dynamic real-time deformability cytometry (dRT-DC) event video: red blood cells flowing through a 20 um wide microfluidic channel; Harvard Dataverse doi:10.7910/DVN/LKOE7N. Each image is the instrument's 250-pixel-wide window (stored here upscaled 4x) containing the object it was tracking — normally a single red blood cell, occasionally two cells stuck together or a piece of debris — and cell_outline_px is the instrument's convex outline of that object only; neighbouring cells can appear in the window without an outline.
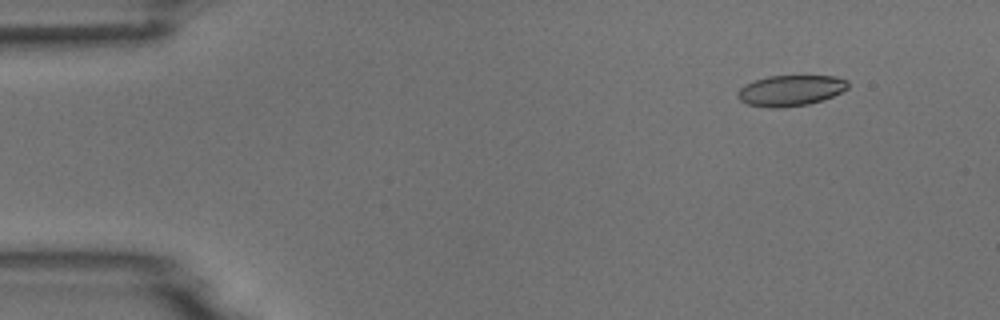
{"species": "common noctule bat (a hibernating species)", "species_latin": "Nyctalus noctula", "temperature_condition": "room temperature", "stored_images_in_passage": 3, "segment_of_instrument_passage": [2, 2], "camera_frame_rate_fps": 3000, "um_per_image_px": 0.085, "animal": {"sex": "male", "body_mass_g": 18.8}, "frame": {"image": 1, "passage_image": 3, "time_ms": 3.333, "image_size_px": [1000, 320], "cell_outline_px": [[848, 88], [824, 100], [808, 104], [784, 108], [768, 108], [748, 104], [740, 100], [736, 96], [736, 92], [744, 84], [768, 76], [836, 76], [848, 80]], "centroid_in_image_um": [67.18, 7.7], "position_along_channel_um": 17.8, "area_um2": 19.94}}